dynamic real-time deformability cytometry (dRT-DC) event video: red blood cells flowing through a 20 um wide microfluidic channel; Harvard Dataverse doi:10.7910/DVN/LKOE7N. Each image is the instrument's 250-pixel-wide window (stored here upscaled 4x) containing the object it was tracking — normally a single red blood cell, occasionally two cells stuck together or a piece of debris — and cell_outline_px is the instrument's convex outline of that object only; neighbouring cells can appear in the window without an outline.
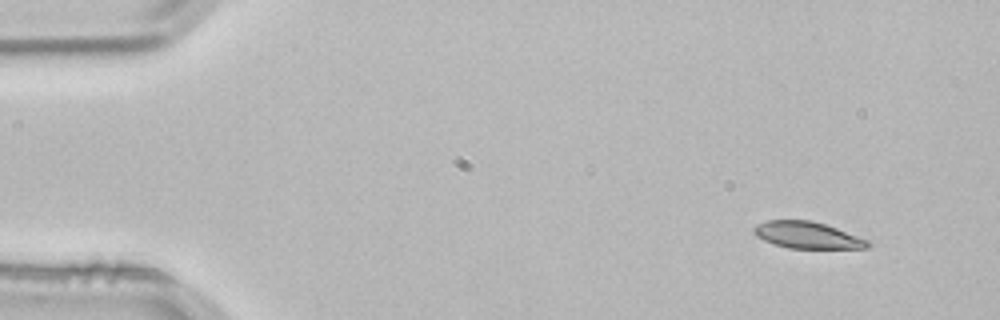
{"species": "common noctule bat (a hibernating species)", "species_latin": "Nyctalus noctula", "temperature_condition": "room temperature", "stored_images_in_passage": 3, "camera_frame_rate_fps": 3000, "um_per_image_px": 0.085, "animal": {"sex": "male", "body_mass_g": 21.5, "forearm_length_mm": 52.0}, "frame": {"image": 1, "passage_image": 1, "time_ms": 0.0, "image_size_px": [1000, 320], "cell_outline_px": [[872, 244], [868, 248], [788, 248], [772, 244], [756, 236], [752, 232], [752, 228], [756, 224], [768, 220], [812, 220], [836, 228], [868, 240]], "centroid_in_image_um": [68.58, 19.98], "position_along_channel_um": 16.4, "area_um2": 17.74}}